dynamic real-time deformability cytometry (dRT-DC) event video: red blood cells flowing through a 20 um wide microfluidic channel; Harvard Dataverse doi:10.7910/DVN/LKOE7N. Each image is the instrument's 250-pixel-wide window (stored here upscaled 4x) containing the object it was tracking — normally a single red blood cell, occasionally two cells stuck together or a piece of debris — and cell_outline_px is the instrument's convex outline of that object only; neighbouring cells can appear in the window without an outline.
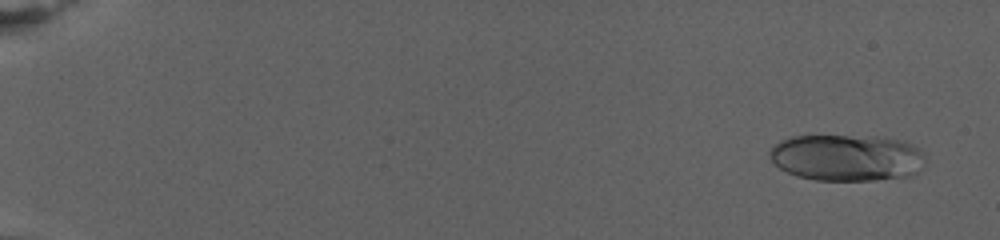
{"species": "human", "species_latin": "Homo sapiens", "temperature_condition": "warm", "stored_images_in_passage": 80, "camera_frame_rate_fps": 3000, "um_per_image_px": 0.085, "donor": {"sex": "female"}, "frame": {"image": 1, "passage_image": 5, "time_ms": 1.333, "image_size_px": [1000, 240], "cell_outline_px": [[924, 156], [916, 172], [912, 176], [872, 180], [816, 180], [796, 176], [780, 168], [772, 160], [768, 152], [780, 140], [792, 136], [876, 136], [904, 140], [916, 148]], "centroid_in_image_um": [71.94, 13.39], "position_along_channel_um": 13.1, "area_um2": 42.02}}
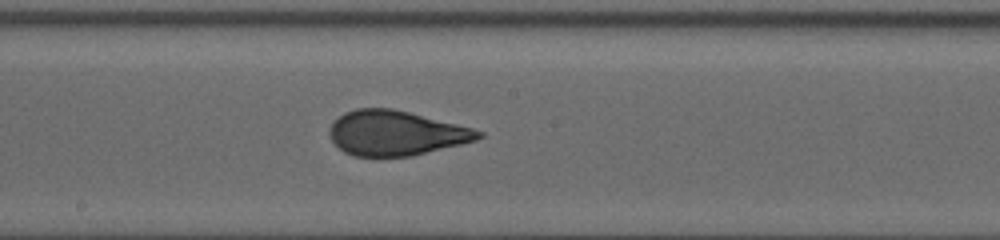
{"frame": {"image": 2, "passage_image": 47, "time_ms": 15.333, "image_size_px": [1000, 240], "cell_outline_px": [[484, 136], [476, 140], [412, 156], [352, 156], [344, 152], [332, 140], [328, 132], [328, 128], [344, 112], [356, 108], [392, 108], [472, 128], [484, 132]], "centroid_in_image_um": [33.62, 11.31], "position_along_channel_um": 214.6, "area_um2": 38.55}}
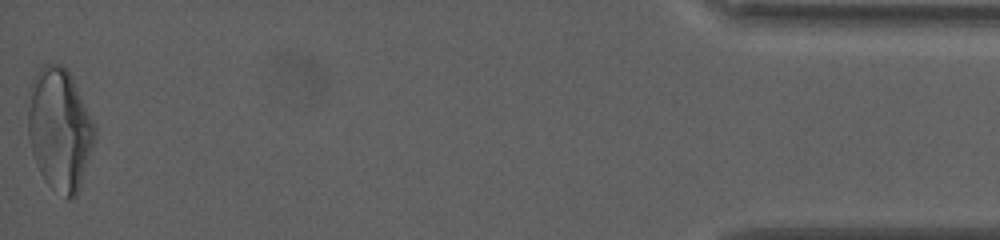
{"frame": {"image": 3, "passage_image": 80, "time_ms": 26.333, "image_size_px": [1000, 240], "cell_outline_px": [[96, 136], [80, 188], [76, 196], [72, 200], [68, 200], [52, 188], [44, 180], [36, 164], [32, 152], [28, 136], [28, 108], [32, 80], [36, 72], [44, 64], [60, 64], [68, 68], [72, 76], [96, 128]], "centroid_in_image_um": [5.07, 11.0], "position_along_channel_um": 430.1, "area_um2": 47.69}, "authors_computed_cell_mechanics": {"area_um2": 40.171, "velocity_mm_per_s": 2.6891, "shape_relaxation_time_tau1_ms": 8.7887, "shape_relaxation_time_tau2_ms": null, "deformation_change_tau1": 0.2401, "deformation_change_tau2": null}}